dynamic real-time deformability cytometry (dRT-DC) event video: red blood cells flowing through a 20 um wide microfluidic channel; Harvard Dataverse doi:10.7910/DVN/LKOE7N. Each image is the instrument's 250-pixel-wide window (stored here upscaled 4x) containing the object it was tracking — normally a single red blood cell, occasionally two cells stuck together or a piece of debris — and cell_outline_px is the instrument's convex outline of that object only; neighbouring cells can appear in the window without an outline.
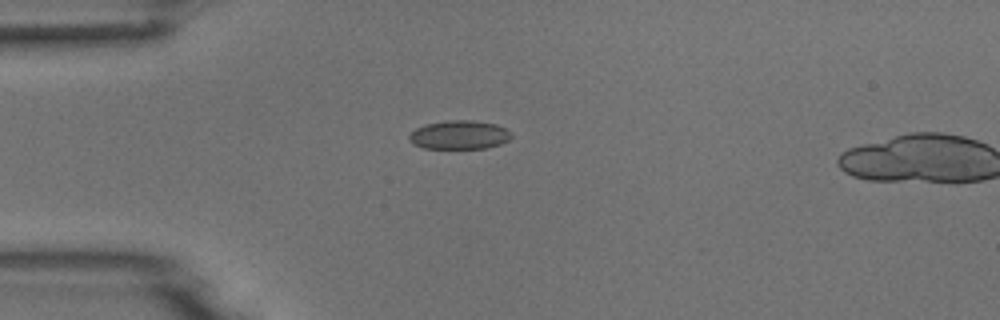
{"species": "common noctule bat (a hibernating species)", "species_latin": "Nyctalus noctula", "temperature_condition": "room temperature", "stored_images_in_passage": 2, "camera_frame_rate_fps": 3000, "um_per_image_px": 0.085, "animal": {"sex": "male", "body_mass_g": 18.8}, "frame": {"image": 1, "passage_image": 1, "time_ms": 0.0, "image_size_px": [1000, 320], "cell_outline_px": [[512, 136], [508, 140], [500, 144], [488, 148], [424, 148], [412, 144], [408, 140], [408, 136], [416, 128], [424, 124], [448, 120], [472, 120], [496, 124], [512, 132]], "centroid_in_image_um": [39.03, 11.46], "position_along_channel_um": 46.0, "area_um2": 17.22}}